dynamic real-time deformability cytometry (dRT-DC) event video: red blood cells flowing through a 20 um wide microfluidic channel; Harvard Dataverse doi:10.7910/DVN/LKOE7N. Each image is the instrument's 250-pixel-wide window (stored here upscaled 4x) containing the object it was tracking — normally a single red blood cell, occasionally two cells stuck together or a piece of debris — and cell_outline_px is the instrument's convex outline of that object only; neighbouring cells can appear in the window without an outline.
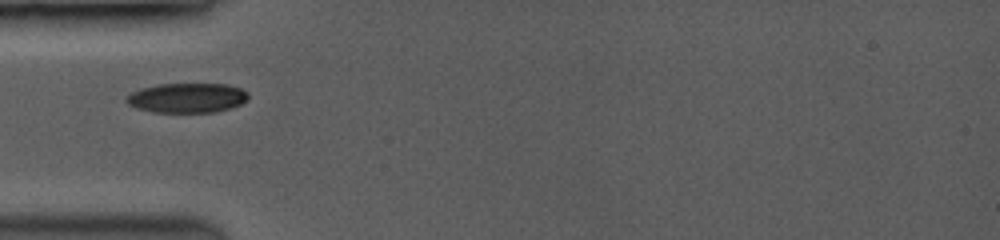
{"species": "common noctule bat (a hibernating species)", "species_latin": "Nyctalus noctula", "temperature_condition": "room temperature", "stored_images_in_passage": 6, "camera_frame_rate_fps": 3500, "um_per_image_px": 0.085, "animal": {"sex": "female", "body_mass_g": 19.0, "forearm_length_mm": 53.3}, "frame": {"image": 1, "passage_image": 1, "time_ms": 0.0, "image_size_px": [1000, 240], "cell_outline_px": [[248, 96], [240, 104], [228, 108], [212, 112], [152, 112], [128, 104], [124, 100], [132, 92], [144, 88], [160, 84], [224, 84], [240, 88], [248, 92]], "centroid_in_image_um": [15.89, 8.31], "position_along_channel_um": 69.1, "area_um2": 20.63}}
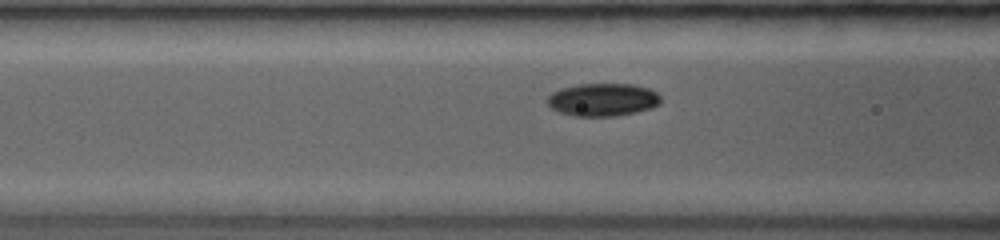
{"frame": {"image": 2, "passage_image": 5, "time_ms": 1.143, "image_size_px": [1000, 240], "cell_outline_px": [[660, 104], [648, 108], [616, 116], [576, 116], [560, 112], [552, 108], [548, 104], [548, 96], [552, 92], [564, 88], [580, 84], [632, 84], [648, 88], [656, 92], [660, 96]], "centroid_in_image_um": [51.23, 8.47], "position_along_channel_um": 115.4, "area_um2": 21.33}}